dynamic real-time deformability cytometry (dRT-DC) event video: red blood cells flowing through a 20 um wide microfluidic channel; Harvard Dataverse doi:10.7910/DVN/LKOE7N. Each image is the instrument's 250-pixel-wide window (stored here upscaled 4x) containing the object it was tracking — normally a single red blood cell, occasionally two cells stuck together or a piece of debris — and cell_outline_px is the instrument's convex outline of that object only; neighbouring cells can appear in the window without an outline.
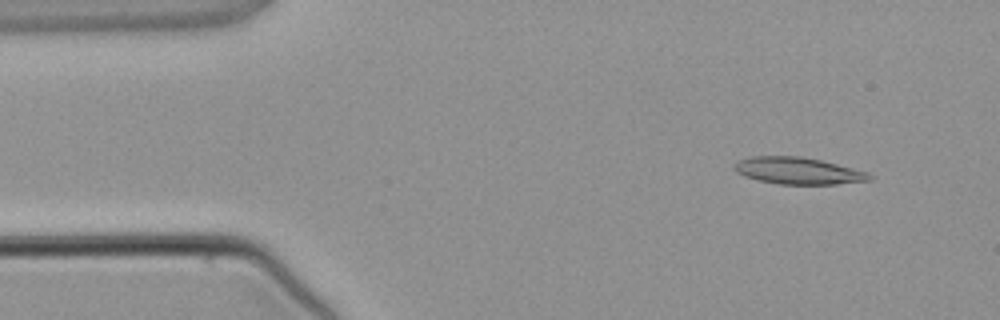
{"species": "common noctule bat (a hibernating species)", "species_latin": "Nyctalus noctula", "temperature_condition": "warm", "stored_images_in_passage": 4, "camera_frame_rate_fps": 3000, "um_per_image_px": 0.085, "animal": {"sex": "male", "body_mass_g": 21.5, "forearm_length_mm": 52.0}, "frame": {"image": 1, "passage_image": 1, "time_ms": 0.0, "image_size_px": [1000, 320], "cell_outline_px": [[876, 176], [872, 180], [836, 184], [780, 184], [760, 180], [744, 176], [736, 172], [732, 168], [736, 160], [748, 156], [800, 156], [820, 160], [868, 172]], "centroid_in_image_um": [67.82, 14.51], "position_along_channel_um": 17.2, "area_um2": 21.27}}